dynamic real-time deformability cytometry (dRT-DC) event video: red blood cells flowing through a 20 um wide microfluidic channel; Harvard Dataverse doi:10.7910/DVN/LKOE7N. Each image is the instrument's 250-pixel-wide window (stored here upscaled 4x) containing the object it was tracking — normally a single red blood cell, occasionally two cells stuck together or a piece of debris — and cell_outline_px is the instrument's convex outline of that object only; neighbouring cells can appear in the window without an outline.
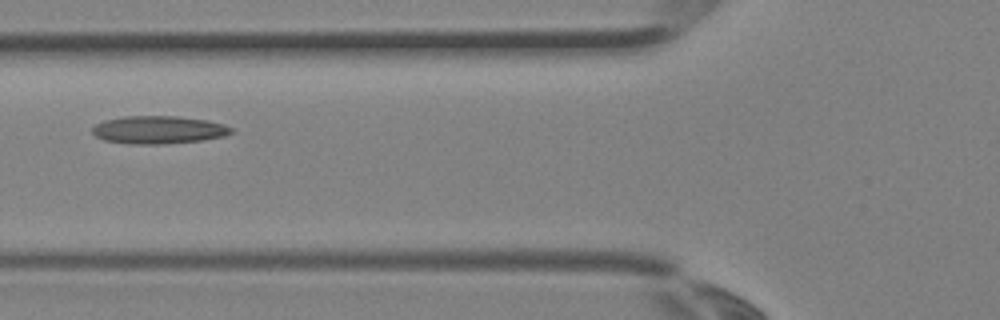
{"species": "Egyptian fruit bat (a non-hibernating species)", "species_latin": "Rousettus aegyptiacus", "temperature_condition": "room temperature", "stored_images_in_passage": 4, "camera_frame_rate_fps": 3000, "um_per_image_px": 0.085, "animal": {"sex": "female"}, "frame": {"image": 1, "passage_image": 4, "time_ms": 1.0, "image_size_px": [1000, 320], "cell_outline_px": [[236, 132], [224, 136], [204, 140], [164, 144], [132, 144], [104, 140], [96, 136], [92, 132], [92, 128], [96, 124], [104, 120], [124, 116], [176, 116], [208, 120], [224, 124], [232, 128]], "centroid_in_image_um": [13.51, 11.03], "position_along_channel_um": 112.3, "area_um2": 22.72}}